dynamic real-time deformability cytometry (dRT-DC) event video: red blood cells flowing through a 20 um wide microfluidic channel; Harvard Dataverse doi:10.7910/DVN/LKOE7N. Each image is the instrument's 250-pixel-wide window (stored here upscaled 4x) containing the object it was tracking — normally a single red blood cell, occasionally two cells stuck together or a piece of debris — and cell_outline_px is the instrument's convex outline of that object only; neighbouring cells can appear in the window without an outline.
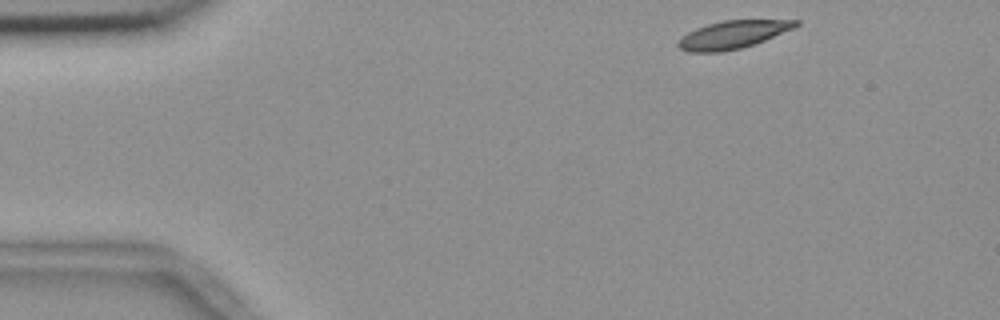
{"species": "common noctule bat (a hibernating species)", "species_latin": "Nyctalus noctula", "temperature_condition": "room temperature", "stored_images_in_passage": 49, "camera_frame_rate_fps": 3000, "um_per_image_px": 0.085, "animal": {"sex": "female", "body_mass_g": 18.4}, "frame": {"image": 1, "passage_image": 1, "time_ms": 0.0, "image_size_px": [1000, 320], "cell_outline_px": [[800, 24], [792, 28], [764, 40], [740, 48], [720, 52], [688, 52], [680, 48], [676, 44], [688, 32], [696, 28], [708, 24], [724, 20], [800, 20]], "centroid_in_image_um": [62.26, 2.94], "position_along_channel_um": 22.7, "area_um2": 18.67}}
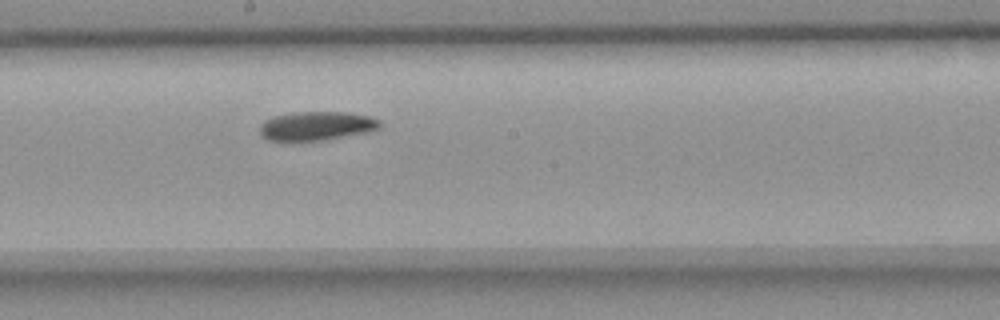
{"frame": {"image": 2, "passage_image": 24, "time_ms": 7.667, "image_size_px": [1000, 320], "cell_outline_px": [[380, 128], [372, 132], [324, 140], [268, 140], [260, 132], [260, 124], [264, 120], [276, 116], [296, 112], [344, 112], [368, 116], [380, 120]], "centroid_in_image_um": [26.96, 10.7], "position_along_channel_um": 221.2, "area_um2": 20.11}}
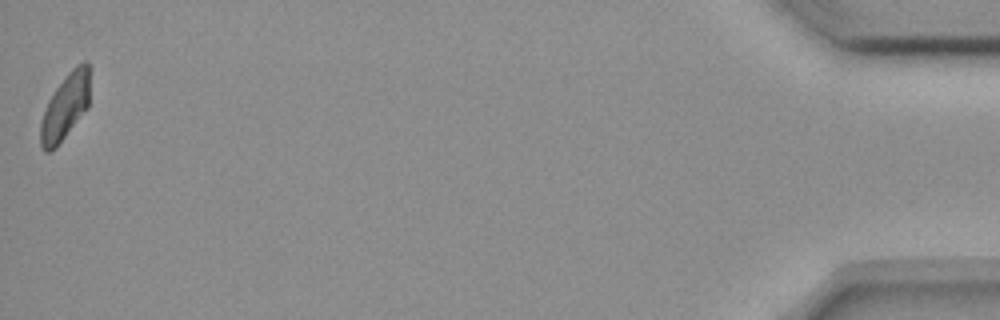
{"frame": {"image": 3, "passage_image": 49, "time_ms": 16.0, "image_size_px": [1000, 320], "cell_outline_px": [[88, 108], [56, 148], [48, 152], [44, 152], [40, 144], [40, 124], [48, 100], [56, 88], [68, 72], [76, 64], [84, 60], [88, 60]], "centroid_in_image_um": [5.53, 9.09], "position_along_channel_um": 429.7, "area_um2": 18.84}, "authors_computed_cell_mechanics": {"area_um2": 20.1144, "velocity_mm_per_s": 3.6351, "shape_relaxation_time_tau1_ms": 5.0992, "shape_relaxation_time_tau2_ms": null, "deformation_change_tau1": 0.1317, "deformation_change_tau2": null}}